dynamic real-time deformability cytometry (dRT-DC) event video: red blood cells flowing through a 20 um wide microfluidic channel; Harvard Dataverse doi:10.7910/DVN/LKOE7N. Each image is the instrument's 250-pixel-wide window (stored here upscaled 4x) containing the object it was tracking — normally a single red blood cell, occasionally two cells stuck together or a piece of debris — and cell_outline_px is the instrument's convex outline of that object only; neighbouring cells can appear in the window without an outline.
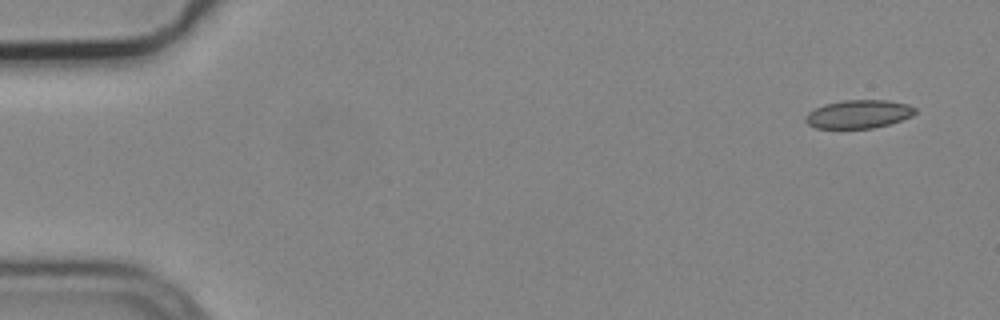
{"species": "common noctule bat (a hibernating species)", "species_latin": "Nyctalus noctula", "temperature_condition": "cold", "stored_images_in_passage": 3, "camera_frame_rate_fps": 3000, "um_per_image_px": 0.085, "animal": {"sex": "male", "body_mass_g": 19.2, "forearm_length_mm": 51.8}, "frame": {"image": 1, "passage_image": 1, "time_ms": 0.0, "image_size_px": [1000, 320], "cell_outline_px": [[916, 112], [912, 116], [888, 124], [872, 128], [816, 128], [808, 124], [804, 120], [804, 116], [808, 112], [824, 104], [844, 100], [888, 100], [908, 104], [916, 108]], "centroid_in_image_um": [72.97, 9.69], "position_along_channel_um": 12.0, "area_um2": 18.09}}